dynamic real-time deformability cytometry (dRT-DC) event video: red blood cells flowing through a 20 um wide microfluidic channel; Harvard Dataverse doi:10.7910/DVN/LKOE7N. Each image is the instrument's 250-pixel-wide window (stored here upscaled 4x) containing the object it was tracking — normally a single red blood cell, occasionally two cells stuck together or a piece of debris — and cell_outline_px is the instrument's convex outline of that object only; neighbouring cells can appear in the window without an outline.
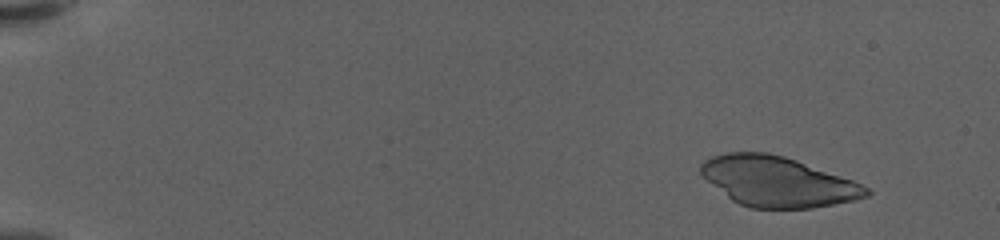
{"species": "human", "species_latin": "Homo sapiens", "temperature_condition": "warm", "stored_images_in_passage": 38, "camera_frame_rate_fps": 3000, "um_per_image_px": 0.085, "donor": {"sex": "female"}, "frame": {"image": 1, "passage_image": 6, "time_ms": 1.667, "image_size_px": [1000, 240], "cell_outline_px": [[872, 192], [868, 196], [856, 200], [812, 208], [752, 208], [740, 204], [732, 200], [708, 180], [700, 172], [700, 164], [704, 160], [712, 156], [728, 152], [768, 152], [784, 156], [796, 160], [852, 180], [868, 188]], "centroid_in_image_um": [66.11, 15.43], "position_along_channel_um": 18.9, "area_um2": 47.86}}
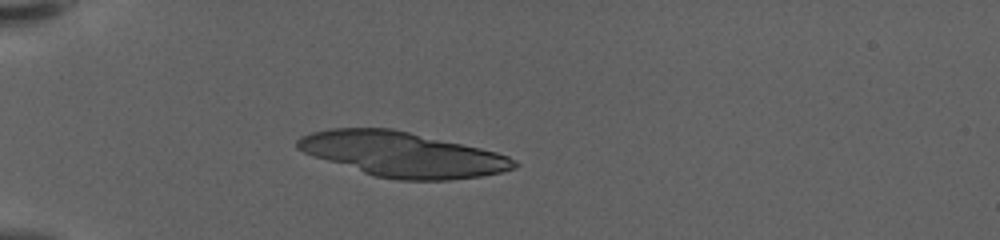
{"frame": {"image": 2, "passage_image": 18, "time_ms": 5.667, "image_size_px": [1000, 240], "cell_outline_px": [[520, 164], [516, 168], [500, 172], [480, 176], [448, 180], [400, 180], [376, 176], [312, 156], [296, 148], [296, 140], [300, 136], [312, 132], [328, 128], [392, 128], [480, 148], [496, 152], [508, 156], [516, 160]], "centroid_in_image_um": [34.19, 13.11], "position_along_channel_um": 50.8, "area_um2": 56.3}}
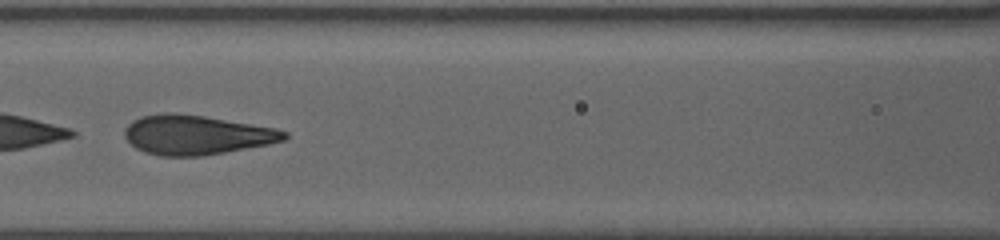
{"frame": {"image": 3, "passage_image": 29, "time_ms": 9.333, "image_size_px": [1000, 240], "cell_outline_px": [[288, 136], [284, 140], [268, 144], [224, 152], [200, 156], [160, 156], [144, 152], [136, 148], [124, 136], [124, 128], [132, 120], [140, 116], [164, 112], [176, 112], [204, 116], [276, 128], [288, 132]], "centroid_in_image_um": [16.65, 11.45], "position_along_channel_um": 149.9, "area_um2": 36.76}}